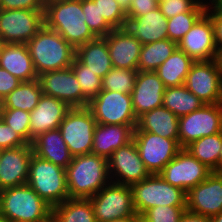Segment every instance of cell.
Masks as SVG:
<instances>
[{
  "label": "cell",
  "mask_w": 222,
  "mask_h": 222,
  "mask_svg": "<svg viewBox=\"0 0 222 222\" xmlns=\"http://www.w3.org/2000/svg\"><path fill=\"white\" fill-rule=\"evenodd\" d=\"M65 171L69 198L89 199L111 181L108 160L93 153L74 156Z\"/></svg>",
  "instance_id": "7a4b0ae2"
},
{
  "label": "cell",
  "mask_w": 222,
  "mask_h": 222,
  "mask_svg": "<svg viewBox=\"0 0 222 222\" xmlns=\"http://www.w3.org/2000/svg\"><path fill=\"white\" fill-rule=\"evenodd\" d=\"M158 8L168 19L189 11H206L204 0H163Z\"/></svg>",
  "instance_id": "b9f144b4"
},
{
  "label": "cell",
  "mask_w": 222,
  "mask_h": 222,
  "mask_svg": "<svg viewBox=\"0 0 222 222\" xmlns=\"http://www.w3.org/2000/svg\"><path fill=\"white\" fill-rule=\"evenodd\" d=\"M184 85L204 104L222 103V75L215 59L195 61Z\"/></svg>",
  "instance_id": "4fadbf2b"
},
{
  "label": "cell",
  "mask_w": 222,
  "mask_h": 222,
  "mask_svg": "<svg viewBox=\"0 0 222 222\" xmlns=\"http://www.w3.org/2000/svg\"><path fill=\"white\" fill-rule=\"evenodd\" d=\"M29 143L3 122L0 117V150L28 145Z\"/></svg>",
  "instance_id": "7bdbcfd3"
},
{
  "label": "cell",
  "mask_w": 222,
  "mask_h": 222,
  "mask_svg": "<svg viewBox=\"0 0 222 222\" xmlns=\"http://www.w3.org/2000/svg\"><path fill=\"white\" fill-rule=\"evenodd\" d=\"M33 154L31 144L1 149L0 190L27 183L30 160Z\"/></svg>",
  "instance_id": "d6986e66"
},
{
  "label": "cell",
  "mask_w": 222,
  "mask_h": 222,
  "mask_svg": "<svg viewBox=\"0 0 222 222\" xmlns=\"http://www.w3.org/2000/svg\"><path fill=\"white\" fill-rule=\"evenodd\" d=\"M136 125L98 124L94 129L92 153L107 160L115 150L133 140Z\"/></svg>",
  "instance_id": "603a6c76"
},
{
  "label": "cell",
  "mask_w": 222,
  "mask_h": 222,
  "mask_svg": "<svg viewBox=\"0 0 222 222\" xmlns=\"http://www.w3.org/2000/svg\"><path fill=\"white\" fill-rule=\"evenodd\" d=\"M179 222H211V220L209 217H205L203 215L195 214L188 210H185Z\"/></svg>",
  "instance_id": "c3c4849f"
},
{
  "label": "cell",
  "mask_w": 222,
  "mask_h": 222,
  "mask_svg": "<svg viewBox=\"0 0 222 222\" xmlns=\"http://www.w3.org/2000/svg\"><path fill=\"white\" fill-rule=\"evenodd\" d=\"M38 80L44 95L59 99L70 108L87 107L89 104L71 67L45 72L38 76Z\"/></svg>",
  "instance_id": "9a60e30c"
},
{
  "label": "cell",
  "mask_w": 222,
  "mask_h": 222,
  "mask_svg": "<svg viewBox=\"0 0 222 222\" xmlns=\"http://www.w3.org/2000/svg\"><path fill=\"white\" fill-rule=\"evenodd\" d=\"M206 13L211 18V23L213 25L214 41L216 48L222 47V14L213 8H206Z\"/></svg>",
  "instance_id": "7dc6e473"
},
{
  "label": "cell",
  "mask_w": 222,
  "mask_h": 222,
  "mask_svg": "<svg viewBox=\"0 0 222 222\" xmlns=\"http://www.w3.org/2000/svg\"><path fill=\"white\" fill-rule=\"evenodd\" d=\"M98 3L100 15L113 28H123L126 26L127 15L116 0H92Z\"/></svg>",
  "instance_id": "60d3db41"
},
{
  "label": "cell",
  "mask_w": 222,
  "mask_h": 222,
  "mask_svg": "<svg viewBox=\"0 0 222 222\" xmlns=\"http://www.w3.org/2000/svg\"><path fill=\"white\" fill-rule=\"evenodd\" d=\"M40 222H60V220L56 217L53 212H51L46 218H44Z\"/></svg>",
  "instance_id": "db71d44e"
},
{
  "label": "cell",
  "mask_w": 222,
  "mask_h": 222,
  "mask_svg": "<svg viewBox=\"0 0 222 222\" xmlns=\"http://www.w3.org/2000/svg\"><path fill=\"white\" fill-rule=\"evenodd\" d=\"M80 84L83 95L90 101L102 90V78L83 65L76 57L70 66Z\"/></svg>",
  "instance_id": "d590c367"
},
{
  "label": "cell",
  "mask_w": 222,
  "mask_h": 222,
  "mask_svg": "<svg viewBox=\"0 0 222 222\" xmlns=\"http://www.w3.org/2000/svg\"><path fill=\"white\" fill-rule=\"evenodd\" d=\"M75 57L101 78L113 68L106 37H96L80 45L76 48Z\"/></svg>",
  "instance_id": "83f0119b"
},
{
  "label": "cell",
  "mask_w": 222,
  "mask_h": 222,
  "mask_svg": "<svg viewBox=\"0 0 222 222\" xmlns=\"http://www.w3.org/2000/svg\"><path fill=\"white\" fill-rule=\"evenodd\" d=\"M3 112V98L0 97V117Z\"/></svg>",
  "instance_id": "680465c9"
},
{
  "label": "cell",
  "mask_w": 222,
  "mask_h": 222,
  "mask_svg": "<svg viewBox=\"0 0 222 222\" xmlns=\"http://www.w3.org/2000/svg\"><path fill=\"white\" fill-rule=\"evenodd\" d=\"M89 199L93 206L96 222H111L117 218L136 215L132 190L128 185L110 181Z\"/></svg>",
  "instance_id": "ba28073f"
},
{
  "label": "cell",
  "mask_w": 222,
  "mask_h": 222,
  "mask_svg": "<svg viewBox=\"0 0 222 222\" xmlns=\"http://www.w3.org/2000/svg\"><path fill=\"white\" fill-rule=\"evenodd\" d=\"M216 9L222 14V4H220Z\"/></svg>",
  "instance_id": "94428289"
},
{
  "label": "cell",
  "mask_w": 222,
  "mask_h": 222,
  "mask_svg": "<svg viewBox=\"0 0 222 222\" xmlns=\"http://www.w3.org/2000/svg\"><path fill=\"white\" fill-rule=\"evenodd\" d=\"M38 79L21 82L17 88L3 98V109H18L31 112L42 95Z\"/></svg>",
  "instance_id": "f546056e"
},
{
  "label": "cell",
  "mask_w": 222,
  "mask_h": 222,
  "mask_svg": "<svg viewBox=\"0 0 222 222\" xmlns=\"http://www.w3.org/2000/svg\"><path fill=\"white\" fill-rule=\"evenodd\" d=\"M111 222H140V216L135 215L132 217H122L112 220Z\"/></svg>",
  "instance_id": "681fc988"
},
{
  "label": "cell",
  "mask_w": 222,
  "mask_h": 222,
  "mask_svg": "<svg viewBox=\"0 0 222 222\" xmlns=\"http://www.w3.org/2000/svg\"><path fill=\"white\" fill-rule=\"evenodd\" d=\"M157 7L158 3L155 0H131L130 8L126 15L127 18H137L146 15Z\"/></svg>",
  "instance_id": "f6af8a7d"
},
{
  "label": "cell",
  "mask_w": 222,
  "mask_h": 222,
  "mask_svg": "<svg viewBox=\"0 0 222 222\" xmlns=\"http://www.w3.org/2000/svg\"><path fill=\"white\" fill-rule=\"evenodd\" d=\"M105 37L113 67L137 69L141 42L126 27L113 29Z\"/></svg>",
  "instance_id": "44dd1931"
},
{
  "label": "cell",
  "mask_w": 222,
  "mask_h": 222,
  "mask_svg": "<svg viewBox=\"0 0 222 222\" xmlns=\"http://www.w3.org/2000/svg\"><path fill=\"white\" fill-rule=\"evenodd\" d=\"M45 26L60 34L75 49L96 36L85 23L82 0H50L45 3Z\"/></svg>",
  "instance_id": "6da1fadb"
},
{
  "label": "cell",
  "mask_w": 222,
  "mask_h": 222,
  "mask_svg": "<svg viewBox=\"0 0 222 222\" xmlns=\"http://www.w3.org/2000/svg\"><path fill=\"white\" fill-rule=\"evenodd\" d=\"M125 27L142 45L168 38L167 18L158 7L146 15L127 18Z\"/></svg>",
  "instance_id": "d4e9b609"
},
{
  "label": "cell",
  "mask_w": 222,
  "mask_h": 222,
  "mask_svg": "<svg viewBox=\"0 0 222 222\" xmlns=\"http://www.w3.org/2000/svg\"><path fill=\"white\" fill-rule=\"evenodd\" d=\"M96 125L97 122L88 107H74L68 110L59 130L73 157L92 153Z\"/></svg>",
  "instance_id": "52a82bcc"
},
{
  "label": "cell",
  "mask_w": 222,
  "mask_h": 222,
  "mask_svg": "<svg viewBox=\"0 0 222 222\" xmlns=\"http://www.w3.org/2000/svg\"><path fill=\"white\" fill-rule=\"evenodd\" d=\"M82 10L85 16V23L96 37H105L113 28L100 15L98 3L92 0H82Z\"/></svg>",
  "instance_id": "74e56055"
},
{
  "label": "cell",
  "mask_w": 222,
  "mask_h": 222,
  "mask_svg": "<svg viewBox=\"0 0 222 222\" xmlns=\"http://www.w3.org/2000/svg\"><path fill=\"white\" fill-rule=\"evenodd\" d=\"M109 177L112 182L131 186L151 174L140 158L135 142L115 150L108 159Z\"/></svg>",
  "instance_id": "2e32d148"
},
{
  "label": "cell",
  "mask_w": 222,
  "mask_h": 222,
  "mask_svg": "<svg viewBox=\"0 0 222 222\" xmlns=\"http://www.w3.org/2000/svg\"><path fill=\"white\" fill-rule=\"evenodd\" d=\"M98 124L136 125L131 94L101 90L87 106Z\"/></svg>",
  "instance_id": "9c48e42d"
},
{
  "label": "cell",
  "mask_w": 222,
  "mask_h": 222,
  "mask_svg": "<svg viewBox=\"0 0 222 222\" xmlns=\"http://www.w3.org/2000/svg\"><path fill=\"white\" fill-rule=\"evenodd\" d=\"M4 45H5V42H4L3 39L0 37V55H1L2 48L4 47Z\"/></svg>",
  "instance_id": "6f0895ef"
},
{
  "label": "cell",
  "mask_w": 222,
  "mask_h": 222,
  "mask_svg": "<svg viewBox=\"0 0 222 222\" xmlns=\"http://www.w3.org/2000/svg\"><path fill=\"white\" fill-rule=\"evenodd\" d=\"M194 62L191 57L177 47L155 72L166 88L182 86Z\"/></svg>",
  "instance_id": "f1b7e54d"
},
{
  "label": "cell",
  "mask_w": 222,
  "mask_h": 222,
  "mask_svg": "<svg viewBox=\"0 0 222 222\" xmlns=\"http://www.w3.org/2000/svg\"><path fill=\"white\" fill-rule=\"evenodd\" d=\"M206 11H189L167 19L168 39L178 42Z\"/></svg>",
  "instance_id": "8d00e7d4"
},
{
  "label": "cell",
  "mask_w": 222,
  "mask_h": 222,
  "mask_svg": "<svg viewBox=\"0 0 222 222\" xmlns=\"http://www.w3.org/2000/svg\"><path fill=\"white\" fill-rule=\"evenodd\" d=\"M186 210L211 218L222 211V172L213 171L186 193Z\"/></svg>",
  "instance_id": "e0dca14e"
},
{
  "label": "cell",
  "mask_w": 222,
  "mask_h": 222,
  "mask_svg": "<svg viewBox=\"0 0 222 222\" xmlns=\"http://www.w3.org/2000/svg\"><path fill=\"white\" fill-rule=\"evenodd\" d=\"M177 47V43L168 38L142 45L137 66L138 71H156Z\"/></svg>",
  "instance_id": "d6a6232c"
},
{
  "label": "cell",
  "mask_w": 222,
  "mask_h": 222,
  "mask_svg": "<svg viewBox=\"0 0 222 222\" xmlns=\"http://www.w3.org/2000/svg\"><path fill=\"white\" fill-rule=\"evenodd\" d=\"M203 105L204 103L185 85L165 89L163 106L178 118L196 111Z\"/></svg>",
  "instance_id": "1f68e13d"
},
{
  "label": "cell",
  "mask_w": 222,
  "mask_h": 222,
  "mask_svg": "<svg viewBox=\"0 0 222 222\" xmlns=\"http://www.w3.org/2000/svg\"><path fill=\"white\" fill-rule=\"evenodd\" d=\"M134 131H147L179 143V118L164 106L137 117Z\"/></svg>",
  "instance_id": "4316f807"
},
{
  "label": "cell",
  "mask_w": 222,
  "mask_h": 222,
  "mask_svg": "<svg viewBox=\"0 0 222 222\" xmlns=\"http://www.w3.org/2000/svg\"><path fill=\"white\" fill-rule=\"evenodd\" d=\"M1 119L30 144V112L18 109H3Z\"/></svg>",
  "instance_id": "f35d334b"
},
{
  "label": "cell",
  "mask_w": 222,
  "mask_h": 222,
  "mask_svg": "<svg viewBox=\"0 0 222 222\" xmlns=\"http://www.w3.org/2000/svg\"><path fill=\"white\" fill-rule=\"evenodd\" d=\"M158 4L160 3V2H162L163 0H155Z\"/></svg>",
  "instance_id": "6125c7cd"
},
{
  "label": "cell",
  "mask_w": 222,
  "mask_h": 222,
  "mask_svg": "<svg viewBox=\"0 0 222 222\" xmlns=\"http://www.w3.org/2000/svg\"><path fill=\"white\" fill-rule=\"evenodd\" d=\"M0 67L21 82L38 79L27 44L5 43L0 55Z\"/></svg>",
  "instance_id": "cb8c5ba5"
},
{
  "label": "cell",
  "mask_w": 222,
  "mask_h": 222,
  "mask_svg": "<svg viewBox=\"0 0 222 222\" xmlns=\"http://www.w3.org/2000/svg\"><path fill=\"white\" fill-rule=\"evenodd\" d=\"M165 85L155 71H138L131 100L136 117L163 106Z\"/></svg>",
  "instance_id": "ffe728a7"
},
{
  "label": "cell",
  "mask_w": 222,
  "mask_h": 222,
  "mask_svg": "<svg viewBox=\"0 0 222 222\" xmlns=\"http://www.w3.org/2000/svg\"><path fill=\"white\" fill-rule=\"evenodd\" d=\"M119 5L123 8L125 12H127L130 8L131 0H116Z\"/></svg>",
  "instance_id": "f5cc1de1"
},
{
  "label": "cell",
  "mask_w": 222,
  "mask_h": 222,
  "mask_svg": "<svg viewBox=\"0 0 222 222\" xmlns=\"http://www.w3.org/2000/svg\"><path fill=\"white\" fill-rule=\"evenodd\" d=\"M133 141L150 174H159L182 149L174 139H167L147 131H134Z\"/></svg>",
  "instance_id": "7c38bea8"
},
{
  "label": "cell",
  "mask_w": 222,
  "mask_h": 222,
  "mask_svg": "<svg viewBox=\"0 0 222 222\" xmlns=\"http://www.w3.org/2000/svg\"><path fill=\"white\" fill-rule=\"evenodd\" d=\"M31 145L34 155L65 169L72 161L73 156L59 128L39 134Z\"/></svg>",
  "instance_id": "484cf974"
},
{
  "label": "cell",
  "mask_w": 222,
  "mask_h": 222,
  "mask_svg": "<svg viewBox=\"0 0 222 222\" xmlns=\"http://www.w3.org/2000/svg\"><path fill=\"white\" fill-rule=\"evenodd\" d=\"M222 132V103L204 104L196 111L179 117V145Z\"/></svg>",
  "instance_id": "30bf717a"
},
{
  "label": "cell",
  "mask_w": 222,
  "mask_h": 222,
  "mask_svg": "<svg viewBox=\"0 0 222 222\" xmlns=\"http://www.w3.org/2000/svg\"><path fill=\"white\" fill-rule=\"evenodd\" d=\"M215 61L222 75V47L217 49Z\"/></svg>",
  "instance_id": "816d5d0a"
},
{
  "label": "cell",
  "mask_w": 222,
  "mask_h": 222,
  "mask_svg": "<svg viewBox=\"0 0 222 222\" xmlns=\"http://www.w3.org/2000/svg\"><path fill=\"white\" fill-rule=\"evenodd\" d=\"M219 172H222V148L219 155Z\"/></svg>",
  "instance_id": "9f6ffc18"
},
{
  "label": "cell",
  "mask_w": 222,
  "mask_h": 222,
  "mask_svg": "<svg viewBox=\"0 0 222 222\" xmlns=\"http://www.w3.org/2000/svg\"><path fill=\"white\" fill-rule=\"evenodd\" d=\"M44 25V11L0 9V37L5 43L26 44Z\"/></svg>",
  "instance_id": "8fae6325"
},
{
  "label": "cell",
  "mask_w": 222,
  "mask_h": 222,
  "mask_svg": "<svg viewBox=\"0 0 222 222\" xmlns=\"http://www.w3.org/2000/svg\"><path fill=\"white\" fill-rule=\"evenodd\" d=\"M133 206L141 216L146 210L156 206H186V192L172 186L158 174L130 186Z\"/></svg>",
  "instance_id": "8992f818"
},
{
  "label": "cell",
  "mask_w": 222,
  "mask_h": 222,
  "mask_svg": "<svg viewBox=\"0 0 222 222\" xmlns=\"http://www.w3.org/2000/svg\"><path fill=\"white\" fill-rule=\"evenodd\" d=\"M69 109L65 102L42 94L30 112V144L39 134L59 128Z\"/></svg>",
  "instance_id": "7402d4cb"
},
{
  "label": "cell",
  "mask_w": 222,
  "mask_h": 222,
  "mask_svg": "<svg viewBox=\"0 0 222 222\" xmlns=\"http://www.w3.org/2000/svg\"><path fill=\"white\" fill-rule=\"evenodd\" d=\"M0 9H28V10H45L44 0H0Z\"/></svg>",
  "instance_id": "ee69618b"
},
{
  "label": "cell",
  "mask_w": 222,
  "mask_h": 222,
  "mask_svg": "<svg viewBox=\"0 0 222 222\" xmlns=\"http://www.w3.org/2000/svg\"><path fill=\"white\" fill-rule=\"evenodd\" d=\"M138 69H121L113 67L102 78V90L131 94L134 90Z\"/></svg>",
  "instance_id": "e575fe53"
},
{
  "label": "cell",
  "mask_w": 222,
  "mask_h": 222,
  "mask_svg": "<svg viewBox=\"0 0 222 222\" xmlns=\"http://www.w3.org/2000/svg\"><path fill=\"white\" fill-rule=\"evenodd\" d=\"M186 206H156L140 216V222H179Z\"/></svg>",
  "instance_id": "ab89813d"
},
{
  "label": "cell",
  "mask_w": 222,
  "mask_h": 222,
  "mask_svg": "<svg viewBox=\"0 0 222 222\" xmlns=\"http://www.w3.org/2000/svg\"><path fill=\"white\" fill-rule=\"evenodd\" d=\"M194 61L213 60L217 54L213 25L205 12L177 44Z\"/></svg>",
  "instance_id": "ac0fdd59"
},
{
  "label": "cell",
  "mask_w": 222,
  "mask_h": 222,
  "mask_svg": "<svg viewBox=\"0 0 222 222\" xmlns=\"http://www.w3.org/2000/svg\"><path fill=\"white\" fill-rule=\"evenodd\" d=\"M222 148V132L202 137L185 147L199 162L210 170L219 172V155Z\"/></svg>",
  "instance_id": "4dcf8cb0"
},
{
  "label": "cell",
  "mask_w": 222,
  "mask_h": 222,
  "mask_svg": "<svg viewBox=\"0 0 222 222\" xmlns=\"http://www.w3.org/2000/svg\"><path fill=\"white\" fill-rule=\"evenodd\" d=\"M212 172L185 148H182L158 175L172 186L187 193L191 188L204 181Z\"/></svg>",
  "instance_id": "5bb4252c"
},
{
  "label": "cell",
  "mask_w": 222,
  "mask_h": 222,
  "mask_svg": "<svg viewBox=\"0 0 222 222\" xmlns=\"http://www.w3.org/2000/svg\"><path fill=\"white\" fill-rule=\"evenodd\" d=\"M206 8L216 9L220 4H222V0H204Z\"/></svg>",
  "instance_id": "f907efd6"
},
{
  "label": "cell",
  "mask_w": 222,
  "mask_h": 222,
  "mask_svg": "<svg viewBox=\"0 0 222 222\" xmlns=\"http://www.w3.org/2000/svg\"><path fill=\"white\" fill-rule=\"evenodd\" d=\"M0 222H10V220H8L4 216L0 215Z\"/></svg>",
  "instance_id": "91938a15"
},
{
  "label": "cell",
  "mask_w": 222,
  "mask_h": 222,
  "mask_svg": "<svg viewBox=\"0 0 222 222\" xmlns=\"http://www.w3.org/2000/svg\"><path fill=\"white\" fill-rule=\"evenodd\" d=\"M211 222H222V211L210 218Z\"/></svg>",
  "instance_id": "11a10c76"
},
{
  "label": "cell",
  "mask_w": 222,
  "mask_h": 222,
  "mask_svg": "<svg viewBox=\"0 0 222 222\" xmlns=\"http://www.w3.org/2000/svg\"><path fill=\"white\" fill-rule=\"evenodd\" d=\"M52 208L69 198L65 168L32 155L27 183Z\"/></svg>",
  "instance_id": "5b68a950"
},
{
  "label": "cell",
  "mask_w": 222,
  "mask_h": 222,
  "mask_svg": "<svg viewBox=\"0 0 222 222\" xmlns=\"http://www.w3.org/2000/svg\"><path fill=\"white\" fill-rule=\"evenodd\" d=\"M21 83L15 76L0 67V97L5 98Z\"/></svg>",
  "instance_id": "bcb514c9"
},
{
  "label": "cell",
  "mask_w": 222,
  "mask_h": 222,
  "mask_svg": "<svg viewBox=\"0 0 222 222\" xmlns=\"http://www.w3.org/2000/svg\"><path fill=\"white\" fill-rule=\"evenodd\" d=\"M60 222H96L90 199L68 198L52 208Z\"/></svg>",
  "instance_id": "836d02e7"
},
{
  "label": "cell",
  "mask_w": 222,
  "mask_h": 222,
  "mask_svg": "<svg viewBox=\"0 0 222 222\" xmlns=\"http://www.w3.org/2000/svg\"><path fill=\"white\" fill-rule=\"evenodd\" d=\"M52 212L28 184L0 190V215L10 221L40 222Z\"/></svg>",
  "instance_id": "277c9868"
},
{
  "label": "cell",
  "mask_w": 222,
  "mask_h": 222,
  "mask_svg": "<svg viewBox=\"0 0 222 222\" xmlns=\"http://www.w3.org/2000/svg\"><path fill=\"white\" fill-rule=\"evenodd\" d=\"M26 44L38 76L45 72L68 68L75 59L76 49L60 34L45 25Z\"/></svg>",
  "instance_id": "3957f363"
}]
</instances>
